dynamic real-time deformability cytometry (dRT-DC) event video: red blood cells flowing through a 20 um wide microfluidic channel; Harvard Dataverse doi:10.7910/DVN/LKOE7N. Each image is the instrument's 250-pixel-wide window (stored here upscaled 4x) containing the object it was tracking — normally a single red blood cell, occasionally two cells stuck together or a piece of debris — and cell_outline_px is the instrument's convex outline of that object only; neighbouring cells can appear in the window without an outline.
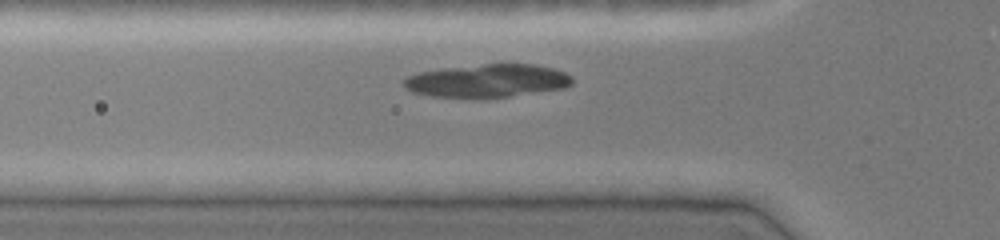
{"species": "common noctule bat (a hibernating species)", "species_latin": "Nyctalus noctula", "temperature_condition": "cold", "stored_images_in_passage": 30, "camera_frame_rate_fps": 3000, "um_per_image_px": 0.085, "animal": {"sex": "female", "body_mass_g": 19.0, "forearm_length_mm": 51.5}, "frame": {"image": 1, "passage_image": 4, "time_ms": 1.0, "image_size_px": [1000, 240], "cell_outline_px": [[572, 84], [564, 88], [480, 100], [432, 96], [412, 92], [404, 88], [404, 80], [408, 76], [420, 72], [444, 68], [484, 64], [536, 64], [552, 68], [564, 72], [572, 76]], "centroid_in_image_um": [41.41, 6.89], "position_along_channel_um": 84.4, "area_um2": 32.89}}
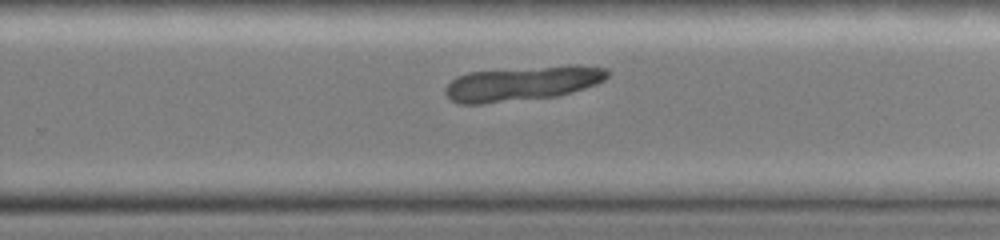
{"frame": {"image": 2, "passage_image": 19, "time_ms": 6.0, "image_size_px": [1000, 240], "cell_outline_px": [[608, 76], [604, 80], [596, 84], [572, 92], [556, 96], [480, 104], [456, 104], [444, 92], [444, 88], [456, 76], [468, 72], [572, 64], [580, 64], [608, 68]], "centroid_in_image_um": [44.41, 7.08], "position_along_channel_um": 285.4, "area_um2": 32.89}}
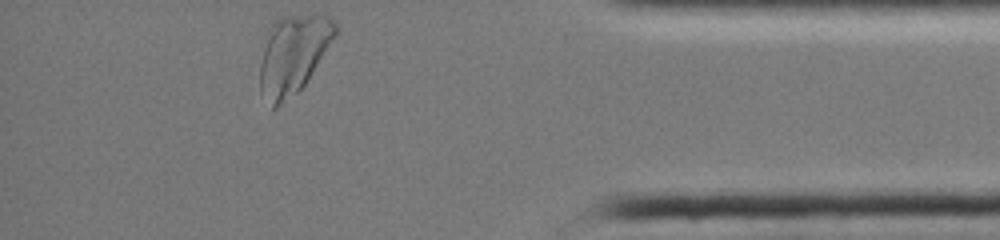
{"frame": {"image": 3, "passage_image": 30, "time_ms": 9.667, "image_size_px": [1000, 240], "cell_outline_px": [[336, 36], [304, 84], [296, 92], [276, 108], [272, 108], [260, 96], [260, 64], [268, 28], [280, 16], [312, 12], [320, 12], [328, 16], [336, 24]], "centroid_in_image_um": [24.91, 4.57], "position_along_channel_um": 410.3, "area_um2": 34.91}}